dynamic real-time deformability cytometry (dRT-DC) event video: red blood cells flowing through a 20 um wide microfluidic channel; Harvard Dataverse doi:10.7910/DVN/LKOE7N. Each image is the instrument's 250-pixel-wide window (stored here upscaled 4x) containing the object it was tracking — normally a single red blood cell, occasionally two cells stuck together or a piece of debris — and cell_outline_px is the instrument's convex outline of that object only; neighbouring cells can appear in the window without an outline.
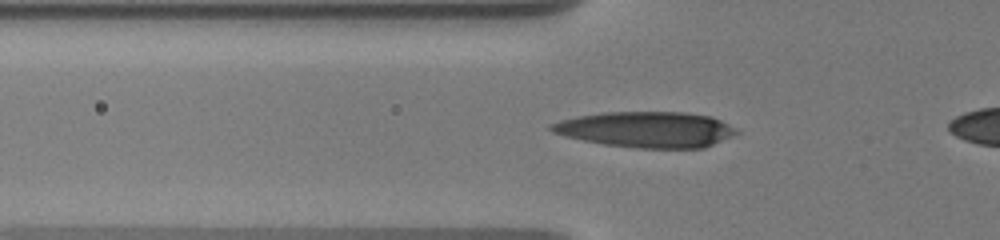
{"species": "human", "species_latin": "Homo sapiens", "temperature_condition": "warm", "stored_images_in_passage": 29, "camera_frame_rate_fps": 3000, "um_per_image_px": 0.085, "donor": {"sex": "male"}, "frame": {"image": 1, "passage_image": 23, "time_ms": 5.0, "image_size_px": [1000, 240], "cell_outline_px": [[740, 132], [704, 148], [636, 148], [604, 144], [564, 136], [552, 132], [548, 128], [548, 124], [560, 120], [576, 116], [604, 112], [684, 112], [712, 116], [728, 124]], "centroid_in_image_um": [54.9, 11.0], "position_along_channel_um": 70.9, "area_um2": 38.67}}